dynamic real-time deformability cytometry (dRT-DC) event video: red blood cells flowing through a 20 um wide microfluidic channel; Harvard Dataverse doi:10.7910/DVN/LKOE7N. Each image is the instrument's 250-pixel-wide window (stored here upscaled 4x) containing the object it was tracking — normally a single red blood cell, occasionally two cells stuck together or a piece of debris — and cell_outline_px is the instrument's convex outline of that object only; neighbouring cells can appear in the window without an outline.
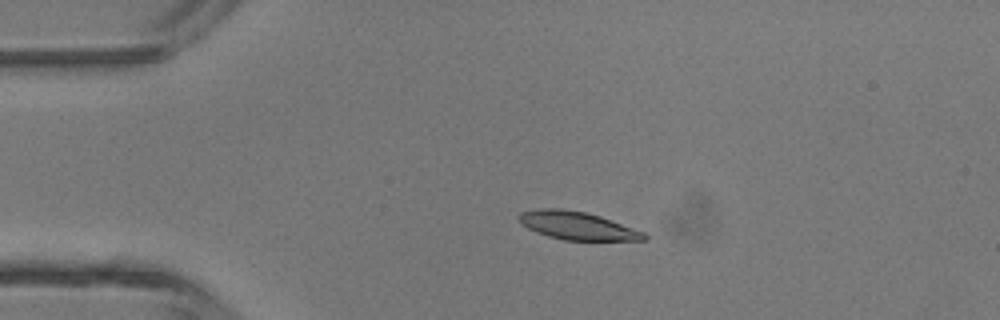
{"species": "common noctule bat (a hibernating species)", "species_latin": "Nyctalus noctula", "temperature_condition": "room temperature", "stored_images_in_passage": 4, "camera_frame_rate_fps": 3000, "um_per_image_px": 0.085, "animal": {"sex": "male", "body_mass_g": 13.3}, "frame": {"image": 1, "passage_image": 3, "time_ms": 0.667, "image_size_px": [1000, 320], "cell_outline_px": [[648, 240], [564, 240], [548, 236], [536, 232], [520, 224], [516, 216], [520, 212], [540, 208], [560, 208], [584, 212], [600, 216], [644, 232], [648, 236]], "centroid_in_image_um": [49.02, 19.18], "position_along_channel_um": 36.0, "area_um2": 20.46}}